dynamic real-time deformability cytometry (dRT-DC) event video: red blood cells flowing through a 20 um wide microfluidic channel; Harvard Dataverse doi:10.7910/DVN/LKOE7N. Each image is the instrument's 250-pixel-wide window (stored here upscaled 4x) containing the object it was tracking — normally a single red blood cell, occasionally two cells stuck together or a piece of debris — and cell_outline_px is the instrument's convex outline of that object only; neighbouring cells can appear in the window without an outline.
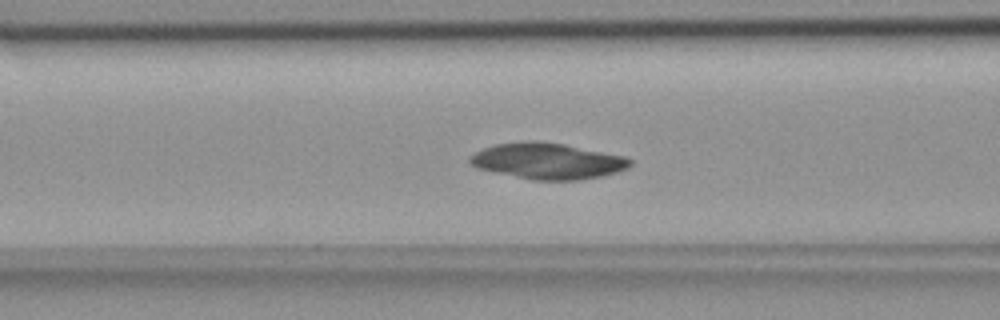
{"species": "common noctule bat (a hibernating species)", "species_latin": "Nyctalus noctula", "temperature_condition": "room temperature", "stored_images_in_passage": 39, "camera_frame_rate_fps": 3000, "um_per_image_px": 0.085, "animal": {"sex": "female", "body_mass_g": 18.4}, "frame": {"image": 1, "passage_image": 17, "time_ms": 5.333, "image_size_px": [1000, 320], "cell_outline_px": [[632, 164], [628, 168], [616, 172], [600, 176], [580, 180], [532, 180], [476, 168], [468, 160], [468, 156], [484, 148], [496, 144], [528, 140], [536, 140], [564, 144], [624, 156], [632, 160]], "centroid_in_image_um": [46.53, 13.68], "position_along_channel_um": 120.1, "area_um2": 33.64}}
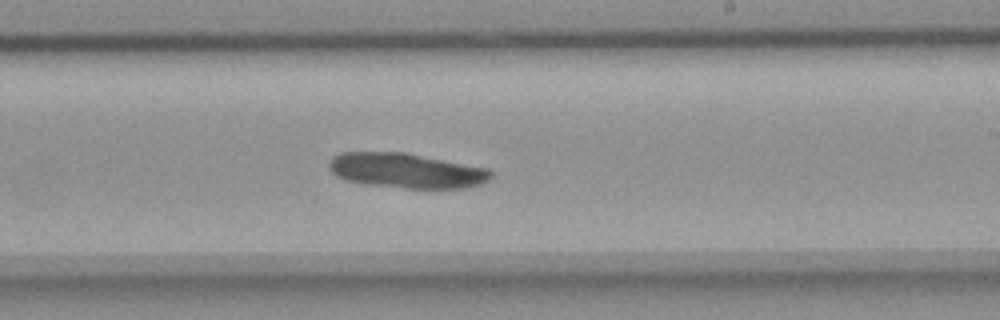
{"frame": {"image": 2, "passage_image": 28, "time_ms": 9.0, "image_size_px": [1000, 320], "cell_outline_px": [[492, 176], [488, 180], [480, 184], [464, 188], [404, 188], [360, 184], [344, 180], [336, 176], [328, 168], [328, 164], [332, 156], [340, 152], [404, 152], [488, 168], [492, 172]], "centroid_in_image_um": [34.48, 14.5], "position_along_channel_um": 254.5, "area_um2": 33.23}}
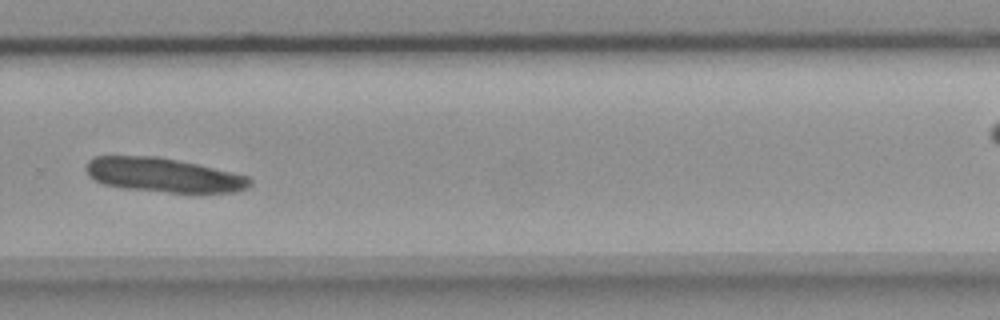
{"frame": {"image": 3, "passage_image": 33, "time_ms": 10.667, "image_size_px": [1000, 320], "cell_outline_px": [[252, 184], [248, 188], [236, 192], [168, 192], [124, 188], [104, 184], [88, 176], [84, 168], [88, 160], [96, 156], [160, 156], [232, 172], [248, 176], [252, 180]], "centroid_in_image_um": [13.88, 14.87], "position_along_channel_um": 315.9, "area_um2": 32.66}}